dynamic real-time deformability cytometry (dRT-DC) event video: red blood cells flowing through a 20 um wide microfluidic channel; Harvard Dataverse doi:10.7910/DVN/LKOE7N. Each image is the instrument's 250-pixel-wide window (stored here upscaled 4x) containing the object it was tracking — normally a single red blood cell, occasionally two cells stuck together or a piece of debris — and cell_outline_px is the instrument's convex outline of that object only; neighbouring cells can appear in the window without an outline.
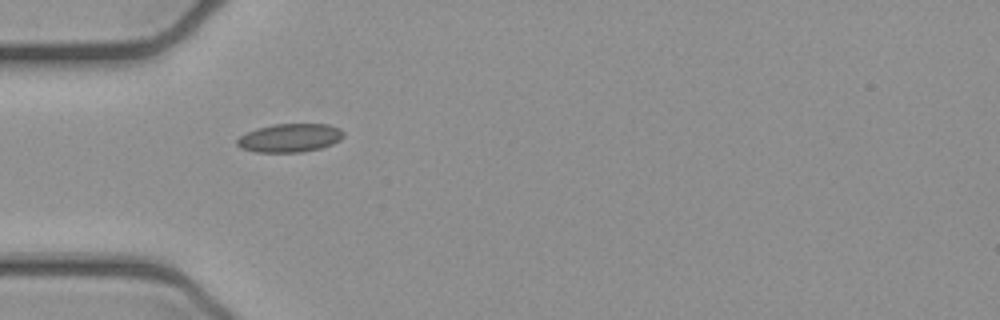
{"species": "common noctule bat (a hibernating species)", "species_latin": "Nyctalus noctula", "temperature_condition": "cold", "stored_images_in_passage": 2, "camera_frame_rate_fps": 3000, "um_per_image_px": 0.085, "animal": {"sex": "female", "body_mass_g": 21.9}, "frame": {"image": 1, "passage_image": 1, "time_ms": 0.0, "image_size_px": [1000, 320], "cell_outline_px": [[344, 136], [340, 140], [332, 144], [320, 148], [300, 152], [256, 152], [240, 148], [236, 144], [236, 140], [240, 136], [256, 128], [272, 124], [328, 124], [340, 128], [344, 132]], "centroid_in_image_um": [24.63, 11.71], "position_along_channel_um": 60.4, "area_um2": 17.74}}
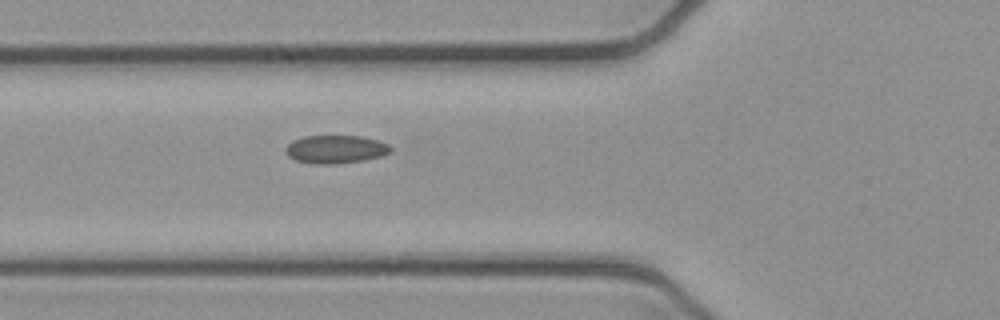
{"frame": {"image": 2, "passage_image": 2, "time_ms": 0.333, "image_size_px": [1000, 320], "cell_outline_px": [[392, 152], [380, 156], [364, 160], [336, 164], [316, 164], [296, 160], [288, 156], [284, 152], [284, 148], [292, 140], [304, 136], [360, 136], [380, 140], [388, 144], [392, 148]], "centroid_in_image_um": [28.52, 12.68], "position_along_channel_um": 97.3, "area_um2": 17.4}}